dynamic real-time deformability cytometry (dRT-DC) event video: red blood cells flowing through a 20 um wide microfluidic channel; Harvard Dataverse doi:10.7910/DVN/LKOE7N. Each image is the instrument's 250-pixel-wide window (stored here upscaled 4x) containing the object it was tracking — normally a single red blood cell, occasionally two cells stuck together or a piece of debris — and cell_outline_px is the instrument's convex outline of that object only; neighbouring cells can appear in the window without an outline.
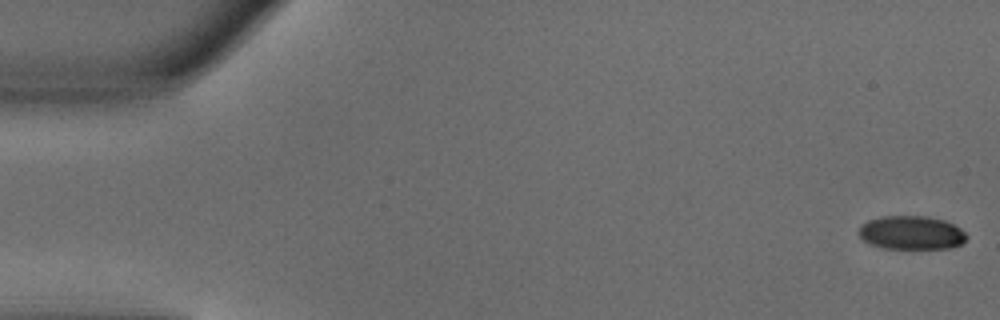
{"species": "common noctule bat (a hibernating species)", "species_latin": "Nyctalus noctula", "temperature_condition": "warm", "stored_images_in_passage": 16, "camera_frame_rate_fps": 3000, "um_per_image_px": 0.085, "animal": {"sex": "male", "body_mass_g": 18.8}, "frame": {"image": 1, "passage_image": 1, "time_ms": 0.0, "image_size_px": [1000, 320], "cell_outline_px": [[968, 236], [960, 244], [948, 248], [884, 248], [868, 244], [856, 232], [868, 220], [884, 216], [928, 216], [944, 220], [960, 228]], "centroid_in_image_um": [77.45, 19.77], "position_along_channel_um": 7.6, "area_um2": 20.98}}